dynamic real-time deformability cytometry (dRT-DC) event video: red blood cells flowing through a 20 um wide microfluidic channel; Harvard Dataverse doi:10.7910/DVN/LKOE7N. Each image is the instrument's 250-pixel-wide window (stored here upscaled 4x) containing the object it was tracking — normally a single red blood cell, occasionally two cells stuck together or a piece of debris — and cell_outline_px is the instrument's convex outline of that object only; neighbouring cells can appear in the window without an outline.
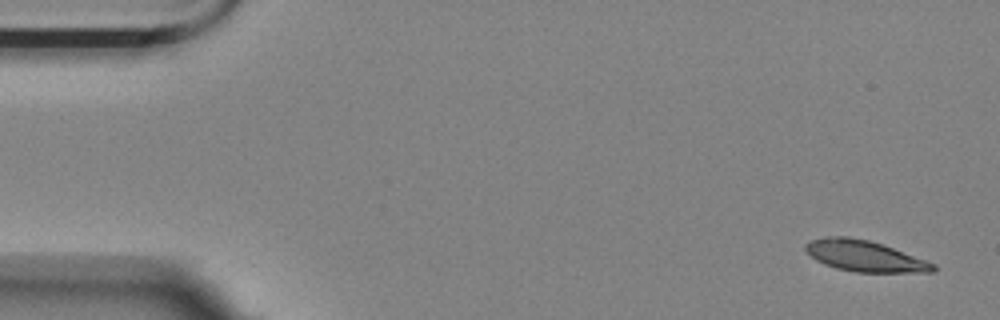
{"species": "Egyptian fruit bat (a non-hibernating species)", "species_latin": "Rousettus aegyptiacus", "temperature_condition": "room temperature", "stored_images_in_passage": 8, "camera_frame_rate_fps": 3000, "um_per_image_px": 0.085, "animal": {"sex": "female"}, "frame": {"image": 1, "passage_image": 1, "time_ms": 0.0, "image_size_px": [1000, 320], "cell_outline_px": [[936, 272], [856, 272], [836, 268], [824, 264], [816, 260], [804, 248], [804, 244], [808, 240], [824, 236], [848, 236], [868, 240], [892, 248], [936, 264]], "centroid_in_image_um": [73.45, 21.75], "position_along_channel_um": 11.6, "area_um2": 22.95}}
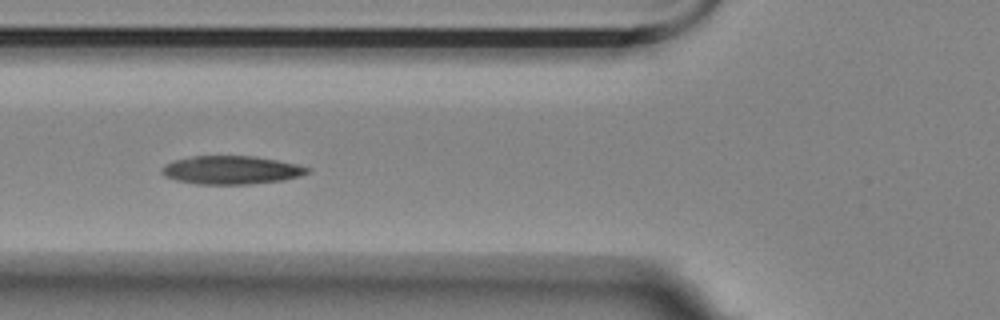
{"frame": {"image": 2, "passage_image": 6, "time_ms": 1.667, "image_size_px": [1000, 320], "cell_outline_px": [[312, 172], [300, 176], [284, 180], [248, 184], [196, 184], [176, 180], [164, 176], [160, 172], [160, 168], [164, 164], [172, 160], [192, 156], [256, 156], [296, 164], [312, 168]], "centroid_in_image_um": [19.64, 14.45], "position_along_channel_um": 106.2, "area_um2": 24.33}}
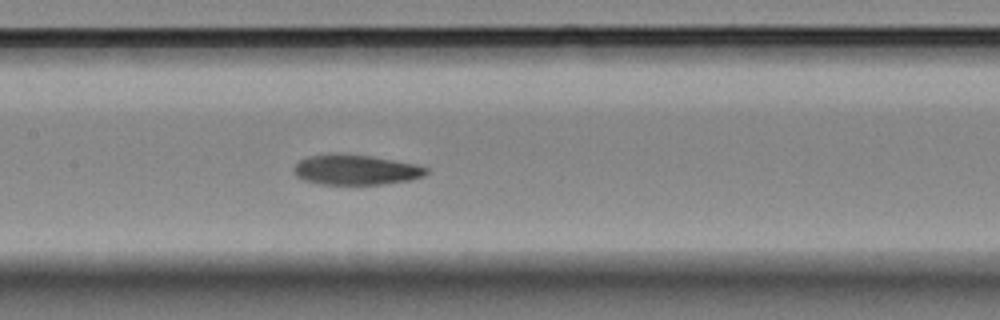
{"frame": {"image": 3, "passage_image": 8, "time_ms": 2.333, "image_size_px": [1000, 320], "cell_outline_px": [[428, 172], [424, 176], [412, 180], [384, 184], [320, 184], [304, 180], [296, 176], [296, 164], [300, 160], [308, 156], [368, 156], [416, 164], [428, 168]], "centroid_in_image_um": [30.32, 14.48], "position_along_channel_um": 177.1, "area_um2": 22.37}}